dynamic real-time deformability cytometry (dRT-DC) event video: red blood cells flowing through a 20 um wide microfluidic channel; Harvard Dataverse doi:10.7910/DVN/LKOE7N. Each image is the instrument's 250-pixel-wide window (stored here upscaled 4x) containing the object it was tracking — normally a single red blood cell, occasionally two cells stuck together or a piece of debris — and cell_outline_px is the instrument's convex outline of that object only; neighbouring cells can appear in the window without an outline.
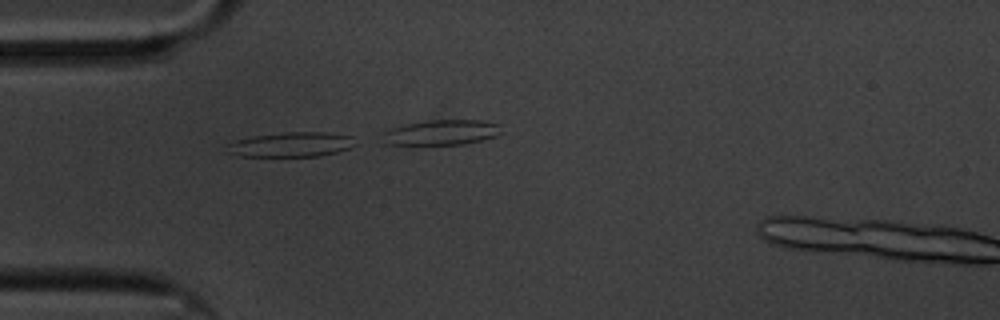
{"species": "common noctule bat (a hibernating species)", "species_latin": "Nyctalus noctula", "temperature_condition": "cold", "stored_images_in_passage": 19, "camera_frame_rate_fps": 3000, "um_per_image_px": 0.085, "animal": {"sex": "male", "body_mass_g": 20.1, "forearm_length_mm": 53.5}, "frame": {"image": 1, "passage_image": 15, "time_ms": 4.667, "image_size_px": [1000, 320], "cell_outline_px": [[356, 144], [352, 148], [320, 156], [240, 156], [224, 152], [224, 144], [236, 140], [252, 136], [284, 132], [324, 132], [352, 136]], "centroid_in_image_um": [24.69, 12.29], "position_along_channel_um": 60.3, "area_um2": 18.79}}